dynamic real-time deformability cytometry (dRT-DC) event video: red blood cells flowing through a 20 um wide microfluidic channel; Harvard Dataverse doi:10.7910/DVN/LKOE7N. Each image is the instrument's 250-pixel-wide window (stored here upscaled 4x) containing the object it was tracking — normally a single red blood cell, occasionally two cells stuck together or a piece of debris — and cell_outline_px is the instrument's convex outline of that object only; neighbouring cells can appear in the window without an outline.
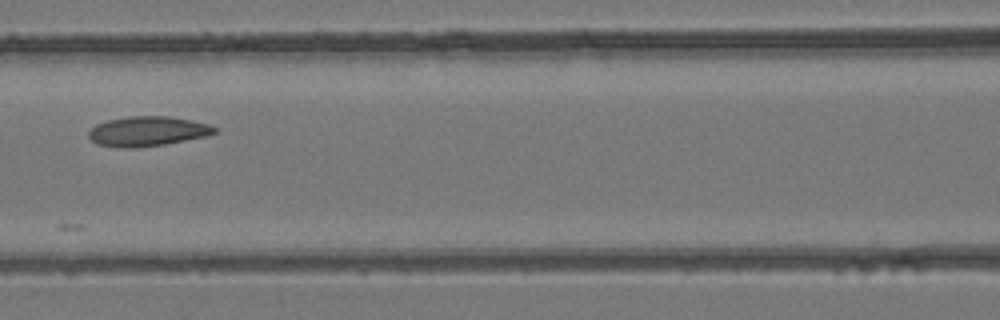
{"species": "common noctule bat (a hibernating species)", "species_latin": "Nyctalus noctula", "temperature_condition": "room temperature", "stored_images_in_passage": 4, "camera_frame_rate_fps": 3000, "um_per_image_px": 0.085, "animal": {"sex": "female", "body_mass_g": 24.6, "forearm_length_mm": 56.2}, "frame": {"image": 1, "passage_image": 3, "time_ms": 0.667, "image_size_px": [1000, 320], "cell_outline_px": [[216, 132], [204, 136], [164, 144], [124, 148], [120, 148], [96, 144], [88, 136], [88, 132], [96, 124], [108, 120], [128, 116], [168, 116], [208, 124], [216, 128]], "centroid_in_image_um": [12.48, 11.15], "position_along_channel_um": 154.1, "area_um2": 21.44}}
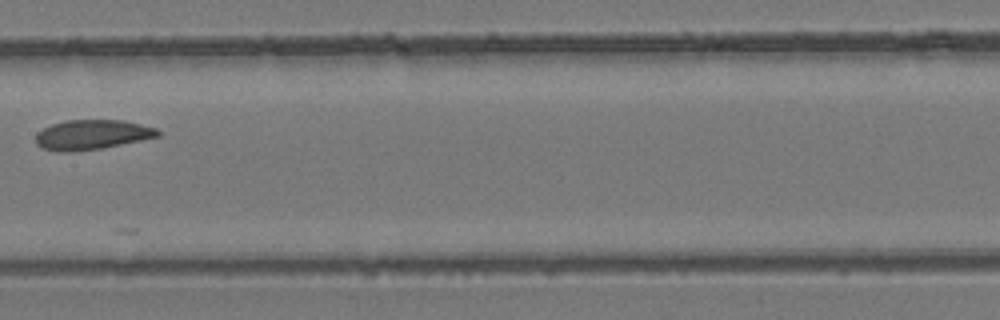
{"frame": {"image": 2, "passage_image": 4, "time_ms": 1.0, "image_size_px": [1000, 320], "cell_outline_px": [[160, 136], [104, 148], [72, 152], [56, 152], [40, 148], [36, 144], [36, 132], [52, 124], [64, 120], [124, 120], [156, 128], [160, 132]], "centroid_in_image_um": [7.78, 11.46], "position_along_channel_um": 199.6, "area_um2": 21.44}}